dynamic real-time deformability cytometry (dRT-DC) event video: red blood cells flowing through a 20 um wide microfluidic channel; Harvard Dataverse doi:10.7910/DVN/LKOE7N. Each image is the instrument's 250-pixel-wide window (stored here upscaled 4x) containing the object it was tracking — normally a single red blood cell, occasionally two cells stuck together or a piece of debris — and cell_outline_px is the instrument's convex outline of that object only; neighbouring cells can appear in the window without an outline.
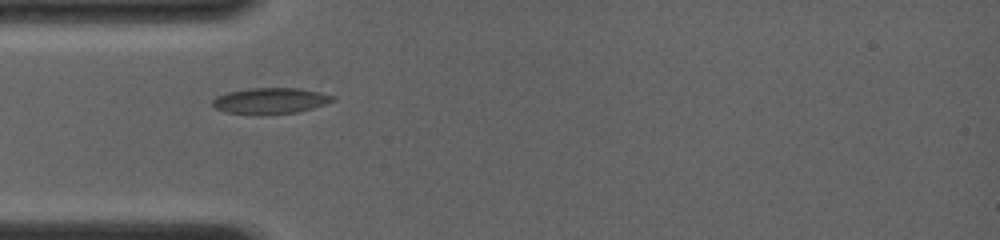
{"species": "common noctule bat (a hibernating species)", "species_latin": "Nyctalus noctula", "temperature_condition": "room temperature", "stored_images_in_passage": 29, "camera_frame_rate_fps": 4000, "um_per_image_px": 0.085, "animal": {"sex": "female", "body_mass_g": 19.0, "forearm_length_mm": 56.7}, "frame": {"image": 1, "passage_image": 1, "time_ms": 0.0, "image_size_px": [1000, 240], "cell_outline_px": [[336, 100], [300, 112], [260, 116], [224, 112], [216, 108], [212, 104], [212, 100], [216, 96], [228, 92], [248, 88], [300, 88], [320, 92], [336, 96]], "centroid_in_image_um": [22.98, 8.58], "position_along_channel_um": 62.0, "area_um2": 18.67}}
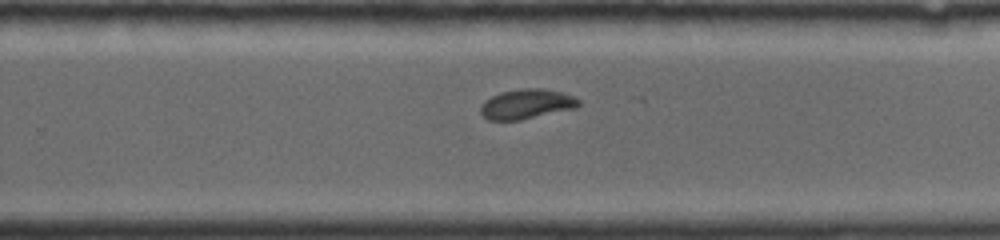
{"frame": {"image": 2, "passage_image": 18, "time_ms": 5.5, "image_size_px": [1000, 240], "cell_outline_px": [[580, 104], [576, 108], [520, 120], [488, 120], [480, 112], [480, 108], [484, 100], [500, 92], [524, 88], [544, 88], [564, 92], [580, 100]], "centroid_in_image_um": [44.77, 8.83], "position_along_channel_um": 285.0, "area_um2": 17.11}}
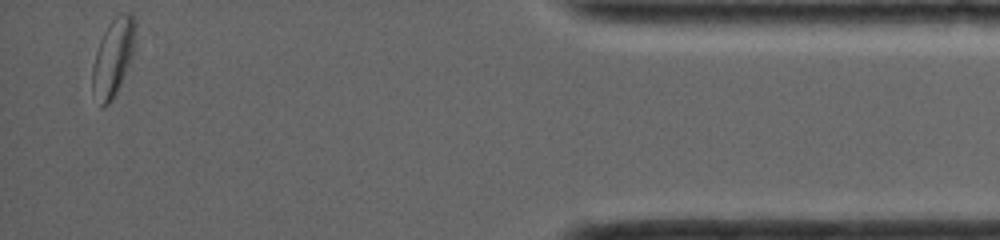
{"frame": {"image": 3, "passage_image": 29, "time_ms": 10.25, "image_size_px": [1000, 240], "cell_outline_px": [[136, 24], [132, 56], [120, 84], [112, 100], [104, 108], [100, 108], [92, 92], [92, 68], [96, 52], [100, 40], [108, 24], [120, 12], [128, 12], [136, 20]], "centroid_in_image_um": [9.6, 4.9], "position_along_channel_um": 425.6, "area_um2": 19.36}}